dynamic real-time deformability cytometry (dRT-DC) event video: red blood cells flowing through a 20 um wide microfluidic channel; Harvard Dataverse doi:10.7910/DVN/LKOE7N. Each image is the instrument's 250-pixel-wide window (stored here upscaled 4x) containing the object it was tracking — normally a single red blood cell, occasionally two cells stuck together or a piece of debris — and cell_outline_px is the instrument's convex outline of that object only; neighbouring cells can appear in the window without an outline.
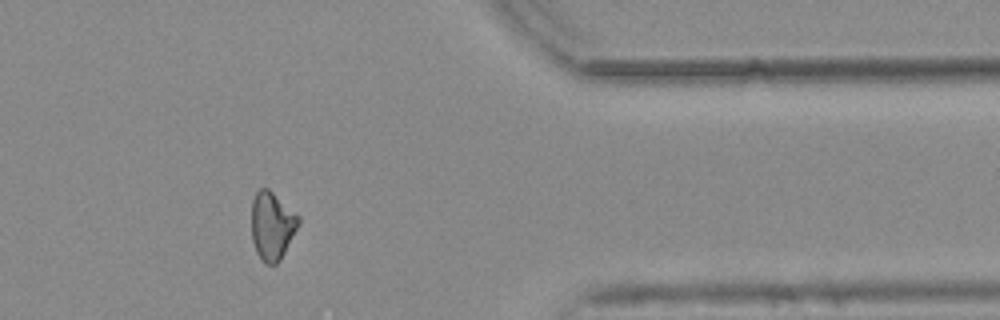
{"species": "common noctule bat (a hibernating species)", "species_latin": "Nyctalus noctula", "temperature_condition": "warm", "stored_images_in_passage": 36, "camera_frame_rate_fps": 3000, "um_per_image_px": 0.085, "animal": {"sex": "female", "body_mass_g": 25.1}, "frame": {"image": 1, "passage_image": 34, "time_ms": 11.0, "image_size_px": [1000, 320], "cell_outline_px": [[300, 224], [280, 260], [276, 264], [268, 264], [256, 252], [252, 240], [252, 200], [256, 192], [260, 188], [268, 188], [300, 216]], "centroid_in_image_um": [23.14, 19.16], "position_along_channel_um": 388.3, "area_um2": 18.55}}